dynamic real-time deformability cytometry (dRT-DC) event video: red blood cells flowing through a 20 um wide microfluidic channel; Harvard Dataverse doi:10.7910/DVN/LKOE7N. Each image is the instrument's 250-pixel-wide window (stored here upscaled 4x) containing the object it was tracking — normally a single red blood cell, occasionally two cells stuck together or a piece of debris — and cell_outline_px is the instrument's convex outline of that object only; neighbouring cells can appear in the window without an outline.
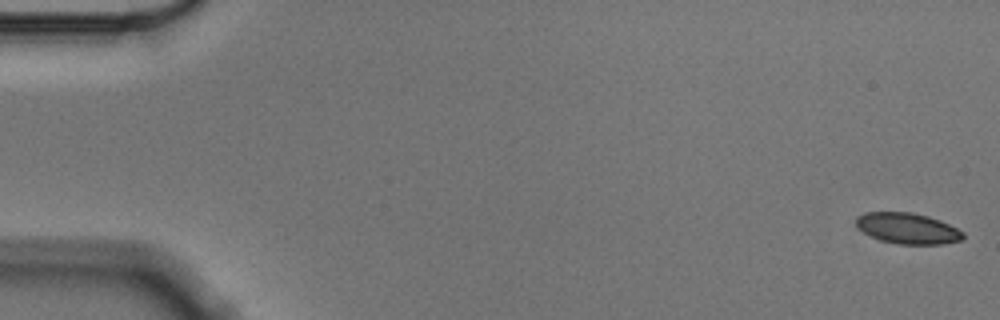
{"species": "Egyptian fruit bat (a non-hibernating species)", "species_latin": "Rousettus aegyptiacus", "temperature_condition": "cold", "stored_images_in_passage": 10, "camera_frame_rate_fps": 3000, "um_per_image_px": 0.085, "animal": {"sex": "male"}, "frame": {"image": 1, "passage_image": 1, "time_ms": 0.0, "image_size_px": [1000, 320], "cell_outline_px": [[964, 240], [944, 244], [896, 244], [880, 240], [864, 232], [856, 224], [856, 220], [860, 216], [868, 212], [912, 212], [928, 216], [940, 220], [964, 232]], "centroid_in_image_um": [77.21, 19.42], "position_along_channel_um": 7.8, "area_um2": 19.13}}